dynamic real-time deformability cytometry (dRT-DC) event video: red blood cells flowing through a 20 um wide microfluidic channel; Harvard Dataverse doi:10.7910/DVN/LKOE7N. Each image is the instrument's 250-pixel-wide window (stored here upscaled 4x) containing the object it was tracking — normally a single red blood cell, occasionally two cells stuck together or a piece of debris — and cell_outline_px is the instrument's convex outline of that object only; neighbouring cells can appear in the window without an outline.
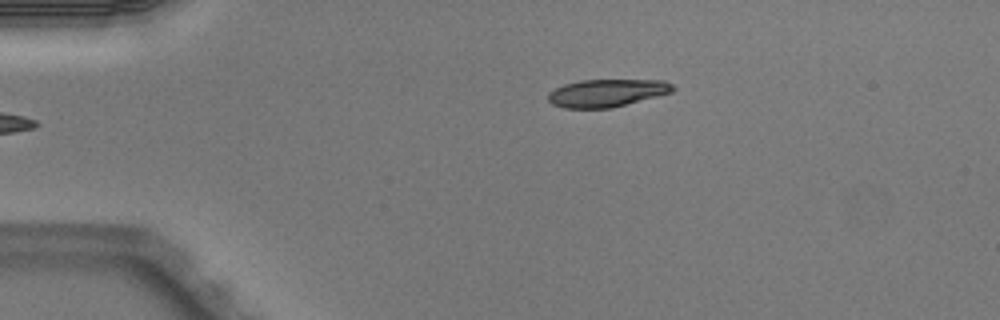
{"species": "Egyptian fruit bat (a non-hibernating species)", "species_latin": "Rousettus aegyptiacus", "temperature_condition": "warm", "stored_images_in_passage": 4, "camera_frame_rate_fps": 3000, "um_per_image_px": 0.085, "animal": {"sex": "male"}, "frame": {"image": 1, "passage_image": 4, "time_ms": 1.0, "image_size_px": [1000, 320], "cell_outline_px": [[676, 88], [672, 92], [612, 108], [564, 108], [552, 104], [548, 100], [548, 92], [564, 84], [580, 80], [664, 80], [672, 84]], "centroid_in_image_um": [51.58, 7.9], "position_along_channel_um": 33.4, "area_um2": 20.11}}